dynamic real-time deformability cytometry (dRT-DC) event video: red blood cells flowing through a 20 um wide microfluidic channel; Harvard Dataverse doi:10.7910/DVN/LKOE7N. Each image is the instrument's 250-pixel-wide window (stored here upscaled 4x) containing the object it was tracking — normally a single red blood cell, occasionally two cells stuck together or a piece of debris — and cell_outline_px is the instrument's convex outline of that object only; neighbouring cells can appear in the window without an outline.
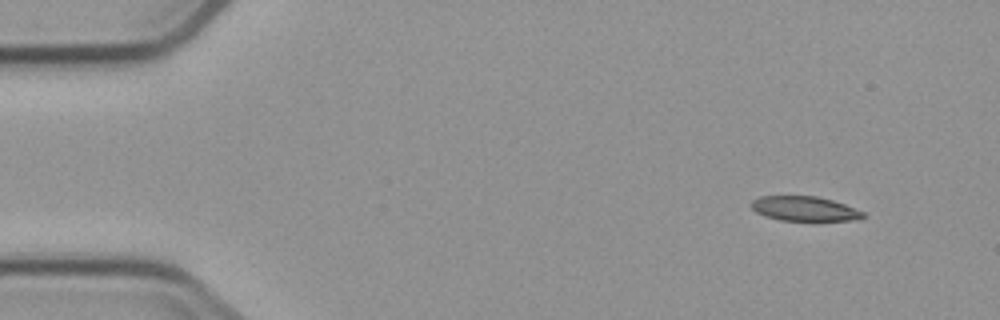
{"species": "common noctule bat (a hibernating species)", "species_latin": "Nyctalus noctula", "temperature_condition": "cold", "stored_images_in_passage": 4, "camera_frame_rate_fps": 3000, "um_per_image_px": 0.085, "animal": {"sex": "male", "body_mass_g": 23.1, "forearm_length_mm": 52.7}, "frame": {"image": 1, "passage_image": 1, "time_ms": 0.0, "image_size_px": [1000, 320], "cell_outline_px": [[864, 216], [860, 220], [780, 220], [764, 216], [756, 212], [752, 208], [752, 200], [760, 196], [816, 196], [832, 200], [844, 204], [864, 212]], "centroid_in_image_um": [68.37, 17.73], "position_along_channel_um": 16.6, "area_um2": 15.9}}
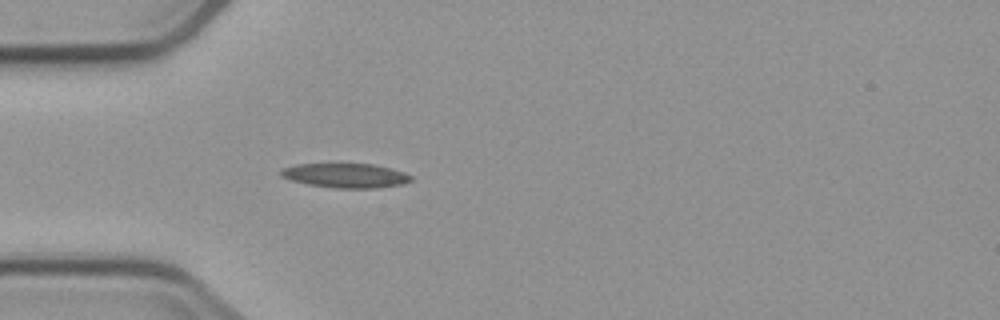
{"frame": {"image": 2, "passage_image": 4, "time_ms": 3.667, "image_size_px": [1000, 320], "cell_outline_px": [[412, 180], [404, 184], [380, 188], [336, 188], [308, 184], [292, 180], [280, 176], [280, 172], [284, 168], [296, 164], [372, 164], [404, 172], [412, 176]], "centroid_in_image_um": [29.41, 14.93], "position_along_channel_um": 55.6, "area_um2": 18.38}}